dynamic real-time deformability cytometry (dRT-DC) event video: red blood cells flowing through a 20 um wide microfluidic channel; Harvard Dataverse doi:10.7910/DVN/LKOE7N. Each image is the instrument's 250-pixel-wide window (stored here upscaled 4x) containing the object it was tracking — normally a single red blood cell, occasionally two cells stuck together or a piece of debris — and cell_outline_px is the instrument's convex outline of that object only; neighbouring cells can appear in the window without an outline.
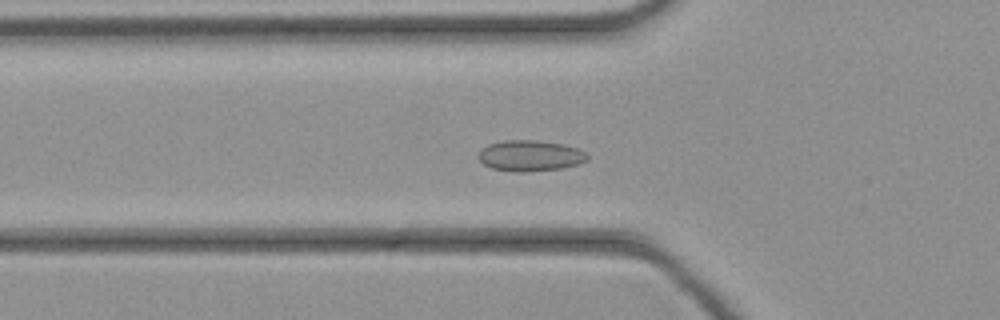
{"species": "common noctule bat (a hibernating species)", "species_latin": "Nyctalus noctula", "temperature_condition": "cold", "stored_images_in_passage": 46, "camera_frame_rate_fps": 3000, "um_per_image_px": 0.085, "animal": {"sex": "female", "body_mass_g": 21.9}, "frame": {"image": 1, "passage_image": 16, "time_ms": 5.0, "image_size_px": [1000, 320], "cell_outline_px": [[588, 160], [580, 164], [560, 168], [524, 172], [512, 172], [492, 168], [484, 164], [476, 156], [488, 144], [504, 140], [536, 140], [564, 144], [580, 148], [588, 156]], "centroid_in_image_um": [45.08, 13.23], "position_along_channel_um": 80.7, "area_um2": 19.71}}
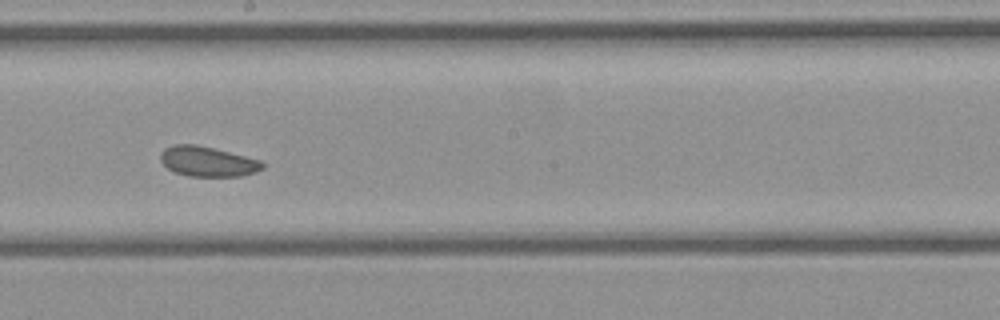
{"frame": {"image": 2, "passage_image": 26, "time_ms": 8.333, "image_size_px": [1000, 320], "cell_outline_px": [[264, 168], [256, 172], [240, 176], [188, 176], [176, 172], [168, 168], [160, 160], [160, 152], [164, 148], [172, 144], [196, 144], [260, 160], [264, 164]], "centroid_in_image_um": [17.62, 13.72], "position_along_channel_um": 230.6, "area_um2": 17.74}}
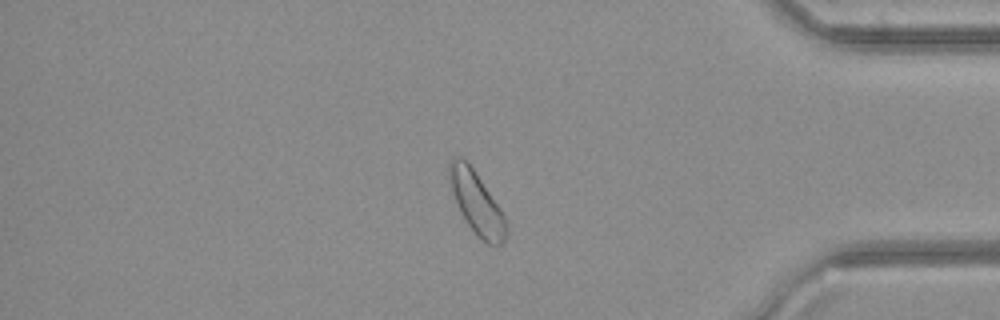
{"frame": {"image": 3, "passage_image": 39, "time_ms": 12.667, "image_size_px": [1000, 320], "cell_outline_px": [[508, 232], [504, 244], [488, 244], [480, 240], [468, 224], [460, 212], [452, 192], [448, 172], [448, 160], [456, 156], [460, 156], [468, 160], [500, 208], [504, 216], [508, 228]], "centroid_in_image_um": [40.51, 17.22], "position_along_channel_um": 394.7, "area_um2": 20.87}}